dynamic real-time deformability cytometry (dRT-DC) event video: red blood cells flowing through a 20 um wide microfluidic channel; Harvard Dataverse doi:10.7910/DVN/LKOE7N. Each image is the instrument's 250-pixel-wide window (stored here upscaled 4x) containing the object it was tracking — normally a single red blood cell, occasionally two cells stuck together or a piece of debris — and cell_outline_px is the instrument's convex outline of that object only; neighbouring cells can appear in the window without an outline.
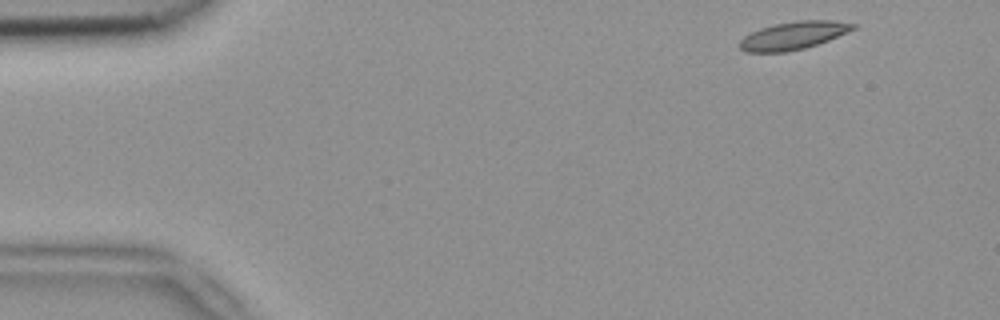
{"species": "common noctule bat (a hibernating species)", "species_latin": "Nyctalus noctula", "temperature_condition": "room temperature", "stored_images_in_passage": 3, "camera_frame_rate_fps": 3000, "um_per_image_px": 0.085, "animal": {"sex": "female", "body_mass_g": 18.4}, "frame": {"image": 1, "passage_image": 1, "time_ms": 0.0, "image_size_px": [1000, 320], "cell_outline_px": [[856, 28], [848, 32], [828, 40], [804, 48], [784, 52], [744, 52], [740, 48], [740, 40], [744, 36], [760, 28], [776, 24], [800, 20], [832, 20], [856, 24]], "centroid_in_image_um": [67.44, 3.02], "position_along_channel_um": 17.6, "area_um2": 18.21}}